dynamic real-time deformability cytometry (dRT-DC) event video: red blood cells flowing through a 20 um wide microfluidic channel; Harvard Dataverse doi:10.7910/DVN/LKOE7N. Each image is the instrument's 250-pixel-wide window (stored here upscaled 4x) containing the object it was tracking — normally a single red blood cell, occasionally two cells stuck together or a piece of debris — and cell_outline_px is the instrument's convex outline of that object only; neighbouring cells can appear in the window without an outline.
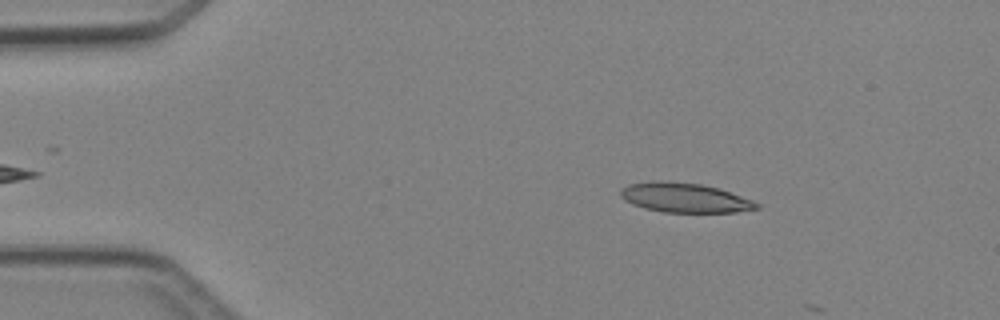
{"species": "Egyptian fruit bat (a non-hibernating species)", "species_latin": "Rousettus aegyptiacus", "temperature_condition": "cold", "stored_images_in_passage": 2, "camera_frame_rate_fps": 3000, "um_per_image_px": 0.085, "animal": {"sex": "female"}, "frame": {"image": 1, "passage_image": 1, "time_ms": 0.0, "image_size_px": [1000, 320], "cell_outline_px": [[760, 208], [736, 212], [664, 212], [644, 208], [632, 204], [624, 200], [620, 196], [620, 188], [628, 184], [700, 184], [720, 188], [752, 200], [760, 204]], "centroid_in_image_um": [58.27, 16.86], "position_along_channel_um": 26.7, "area_um2": 22.43}}